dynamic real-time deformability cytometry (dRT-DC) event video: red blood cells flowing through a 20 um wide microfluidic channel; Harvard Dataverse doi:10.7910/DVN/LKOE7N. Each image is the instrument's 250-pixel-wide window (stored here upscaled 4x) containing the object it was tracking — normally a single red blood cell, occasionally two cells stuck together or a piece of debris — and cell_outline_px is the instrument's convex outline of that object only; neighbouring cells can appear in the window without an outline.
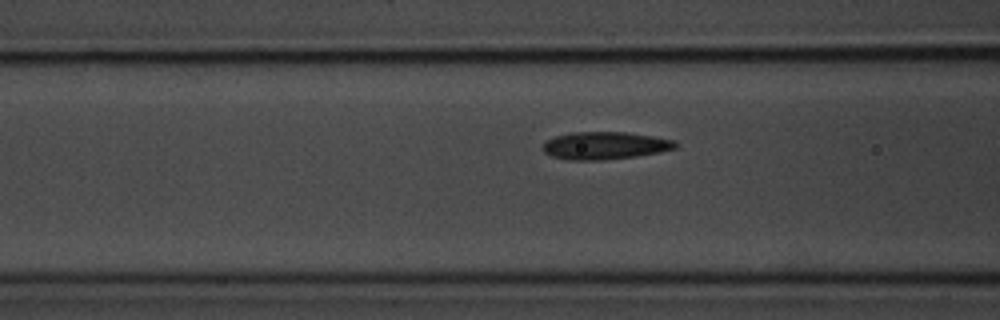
{"species": "common noctule bat (a hibernating species)", "species_latin": "Nyctalus noctula", "temperature_condition": "room temperature", "stored_images_in_passage": 40, "camera_frame_rate_fps": 3000, "um_per_image_px": 0.085, "animal": {"sex": "male", "body_mass_g": 20.1, "forearm_length_mm": 53.5}, "frame": {"image": 1, "passage_image": 16, "time_ms": 5.0, "image_size_px": [1000, 320], "cell_outline_px": [[680, 144], [676, 148], [660, 152], [636, 156], [604, 160], [568, 160], [552, 156], [544, 152], [544, 144], [548, 140], [556, 136], [572, 132], [628, 132], [652, 136], [672, 140]], "centroid_in_image_um": [51.45, 12.37], "position_along_channel_um": 115.2, "area_um2": 21.21}}
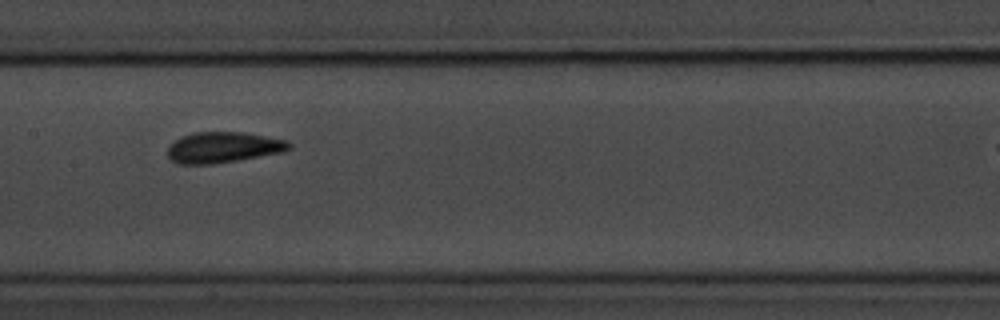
{"frame": {"image": 2, "passage_image": 22, "time_ms": 7.0, "image_size_px": [1000, 320], "cell_outline_px": [[292, 148], [284, 152], [212, 164], [176, 164], [168, 156], [168, 148], [180, 136], [192, 132], [244, 132], [288, 140], [292, 144]], "centroid_in_image_um": [19.0, 12.52], "position_along_channel_um": 188.4, "area_um2": 21.91}}
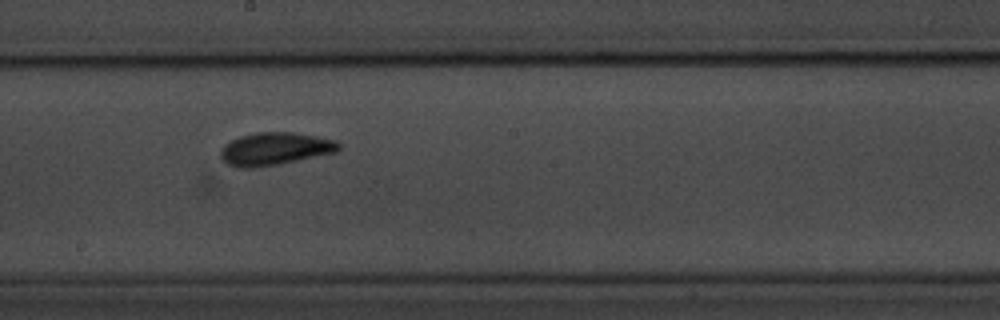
{"frame": {"image": 3, "passage_image": 25, "time_ms": 8.0, "image_size_px": [1000, 320], "cell_outline_px": [[340, 148], [336, 152], [276, 164], [252, 168], [236, 168], [228, 164], [220, 156], [220, 148], [224, 144], [240, 136], [256, 132], [296, 132], [336, 140], [340, 144]], "centroid_in_image_um": [23.34, 12.64], "position_along_channel_um": 224.9, "area_um2": 22.43}}